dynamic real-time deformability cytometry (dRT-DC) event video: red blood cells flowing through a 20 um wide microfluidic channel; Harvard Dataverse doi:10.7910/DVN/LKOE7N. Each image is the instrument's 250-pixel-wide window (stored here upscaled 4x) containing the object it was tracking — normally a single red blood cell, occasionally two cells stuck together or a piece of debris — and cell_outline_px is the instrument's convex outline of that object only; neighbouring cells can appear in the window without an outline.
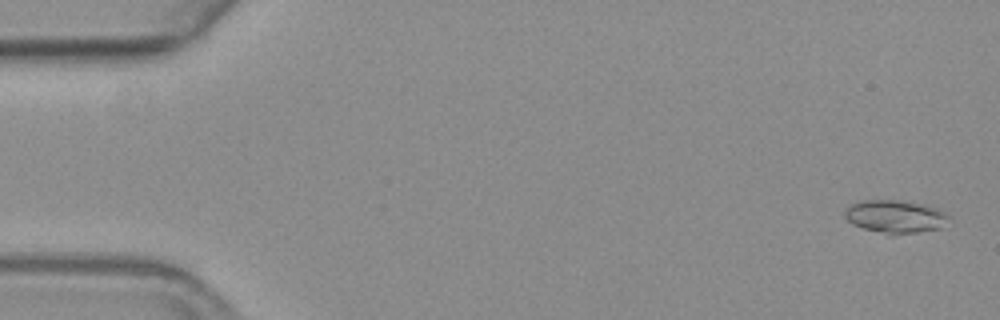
{"species": "common noctule bat (a hibernating species)", "species_latin": "Nyctalus noctula", "temperature_condition": "warm", "stored_images_in_passage": 57, "camera_frame_rate_fps": 3000, "um_per_image_px": 0.085, "animal": {"sex": "female", "body_mass_g": 19.3, "forearm_length_mm": 54.1}, "frame": {"image": 1, "passage_image": 2, "time_ms": 0.333, "image_size_px": [1000, 320], "cell_outline_px": [[948, 216], [940, 228], [892, 236], [888, 236], [852, 224], [844, 216], [844, 208], [848, 204], [860, 200], [904, 200], [928, 204], [940, 208], [948, 212]], "centroid_in_image_um": [76.06, 18.39], "position_along_channel_um": 8.9, "area_um2": 20.58}}
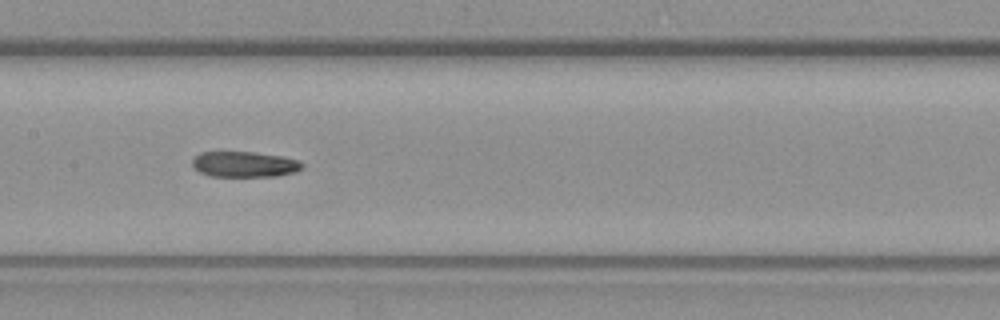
{"frame": {"image": 2, "passage_image": 28, "time_ms": 9.0, "image_size_px": [1000, 320], "cell_outline_px": [[304, 168], [296, 172], [276, 176], [208, 176], [200, 172], [192, 164], [192, 160], [200, 152], [256, 152], [280, 156], [300, 160], [304, 164]], "centroid_in_image_um": [20.82, 13.96], "position_along_channel_um": 186.6, "area_um2": 16.47}}
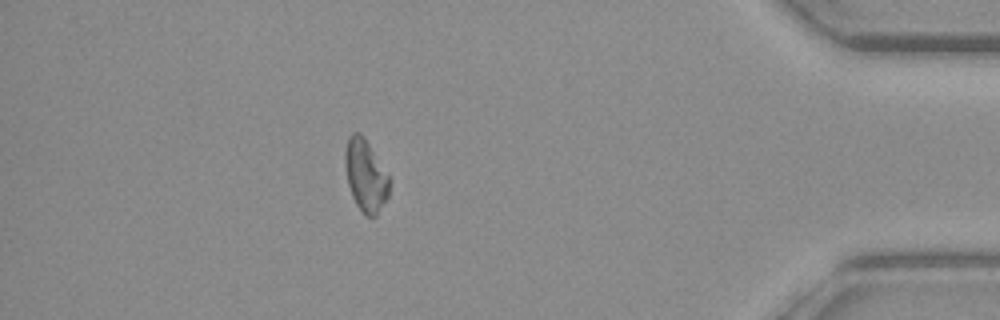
{"frame": {"image": 3, "passage_image": 50, "time_ms": 16.333, "image_size_px": [1000, 320], "cell_outline_px": [[388, 196], [376, 216], [364, 216], [356, 204], [352, 196], [348, 184], [344, 164], [344, 152], [348, 136], [352, 132], [360, 132], [368, 144], [388, 176]], "centroid_in_image_um": [31.02, 14.92], "position_along_channel_um": 404.2, "area_um2": 18.26}, "authors_computed_cell_mechanics": {"area_um2": 18.3804, "velocity_mm_per_s": 3.6352, "shape_relaxation_time_tau1_ms": null, "shape_relaxation_time_tau2_ms": 7.673, "deformation_change_tau1": null, "deformation_change_tau2": 0.1569}}